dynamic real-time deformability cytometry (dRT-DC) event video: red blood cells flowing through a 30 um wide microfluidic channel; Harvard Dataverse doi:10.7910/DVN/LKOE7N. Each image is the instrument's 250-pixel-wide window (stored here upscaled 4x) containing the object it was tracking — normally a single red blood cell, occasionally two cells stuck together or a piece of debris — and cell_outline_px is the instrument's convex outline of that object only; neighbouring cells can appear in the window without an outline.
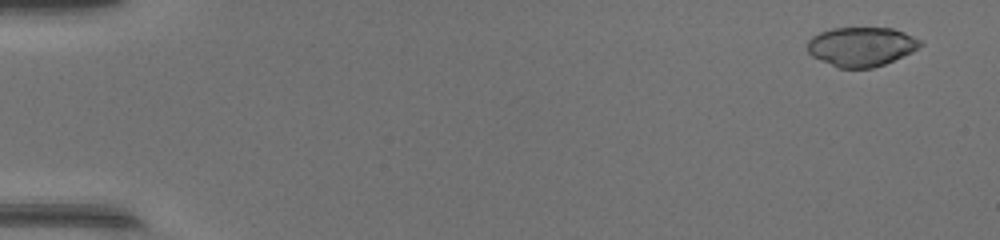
{"species": "common noctule bat (a hibernating species)", "species_latin": "Nyctalus noctula", "temperature_condition": "warm", "stored_images_in_passage": 49, "camera_frame_rate_fps": 3000, "um_per_image_px": 0.085, "animal": {"sex": "female", "body_mass_g": 17.0, "forearm_length_mm": 48.0}, "frame": {"image": 1, "passage_image": 3, "time_ms": 0.667, "image_size_px": [1000, 240], "cell_outline_px": [[924, 44], [912, 52], [884, 64], [872, 68], [840, 68], [820, 60], [812, 56], [808, 52], [808, 40], [812, 36], [820, 32], [832, 28], [892, 28], [904, 32], [920, 40]], "centroid_in_image_um": [73.21, 3.96], "position_along_channel_um": 11.8, "area_um2": 25.72}}
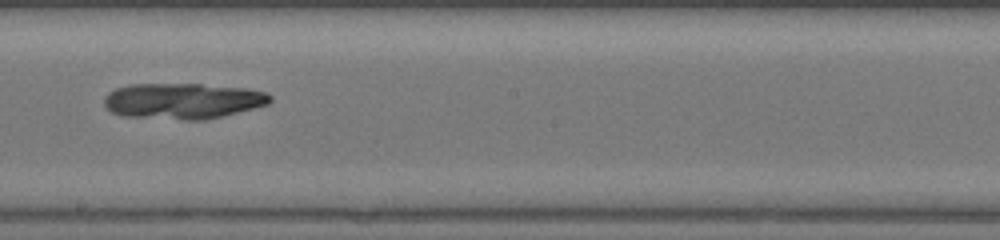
{"frame": {"image": 2, "passage_image": 29, "time_ms": 9.333, "image_size_px": [1000, 240], "cell_outline_px": [[272, 100], [268, 104], [204, 120], [184, 120], [120, 116], [112, 112], [104, 104], [104, 96], [108, 92], [116, 88], [132, 84], [200, 84], [248, 88], [268, 92], [272, 96]], "centroid_in_image_um": [15.53, 8.57], "position_along_channel_um": 232.7, "area_um2": 34.8}}
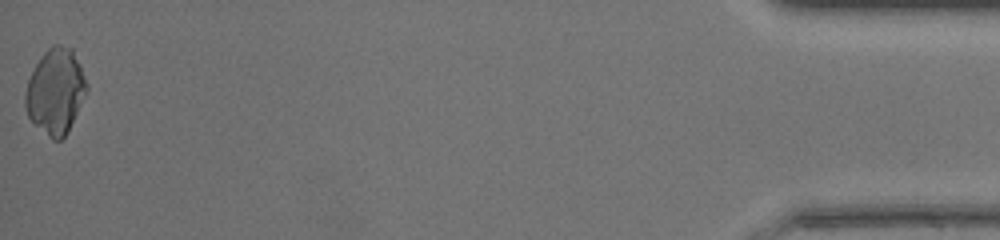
{"frame": {"image": 3, "passage_image": 49, "time_ms": 16.0, "image_size_px": [1000, 240], "cell_outline_px": [[88, 88], [68, 132], [60, 140], [52, 140], [28, 116], [24, 104], [24, 92], [28, 80], [36, 64], [44, 52], [52, 44], [60, 44], [72, 48], [80, 64], [88, 84]], "centroid_in_image_um": [4.72, 7.74], "position_along_channel_um": 430.5, "area_um2": 30.4}}